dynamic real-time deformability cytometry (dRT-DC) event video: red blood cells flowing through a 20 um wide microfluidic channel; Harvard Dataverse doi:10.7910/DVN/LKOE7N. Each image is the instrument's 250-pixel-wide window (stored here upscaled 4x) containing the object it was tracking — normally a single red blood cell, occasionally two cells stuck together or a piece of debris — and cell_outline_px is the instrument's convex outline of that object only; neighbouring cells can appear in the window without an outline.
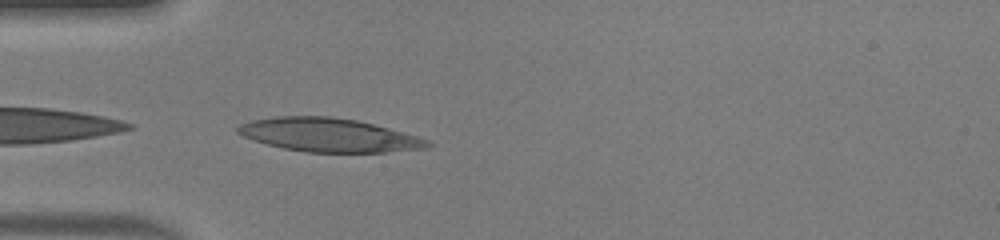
{"species": "human", "species_latin": "Homo sapiens", "temperature_condition": "warm", "stored_images_in_passage": 35, "camera_frame_rate_fps": 3000, "um_per_image_px": 0.085, "donor": {"sex": "male"}, "frame": {"image": 1, "passage_image": 1, "time_ms": 0.0, "image_size_px": [1000, 240], "cell_outline_px": [[432, 144], [428, 148], [384, 152], [308, 152], [284, 148], [268, 144], [244, 136], [236, 132], [236, 128], [240, 124], [252, 120], [276, 116], [332, 116], [356, 120], [388, 128], [416, 136], [428, 140]], "centroid_in_image_um": [27.94, 11.47], "position_along_channel_um": 57.1, "area_um2": 36.76}}
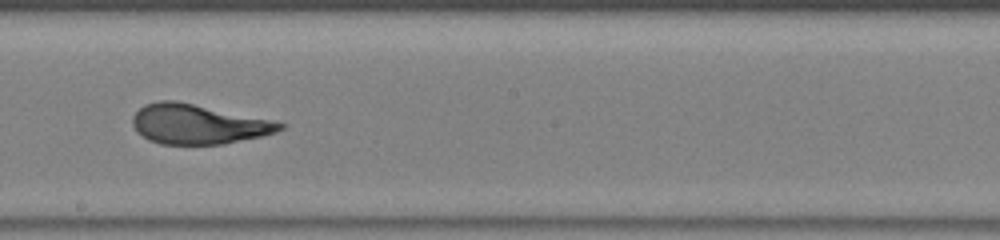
{"frame": {"image": 2, "passage_image": 14, "time_ms": 4.333, "image_size_px": [1000, 240], "cell_outline_px": [[288, 124], [284, 128], [276, 132], [260, 136], [224, 144], [160, 144], [148, 140], [136, 132], [132, 124], [132, 116], [144, 104], [160, 100], [176, 100], [272, 120]], "centroid_in_image_um": [16.81, 10.55], "position_along_channel_um": 231.4, "area_um2": 34.16}}
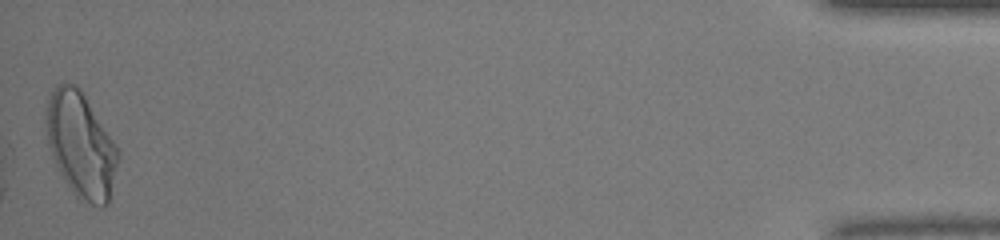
{"frame": {"image": 3, "passage_image": 35, "time_ms": 11.333, "image_size_px": [1000, 240], "cell_outline_px": [[120, 156], [108, 204], [100, 208], [80, 200], [72, 192], [64, 180], [56, 164], [48, 144], [44, 120], [44, 112], [48, 92], [56, 84], [76, 84], [80, 88], [116, 144], [120, 152]], "centroid_in_image_um": [6.85, 12.3], "position_along_channel_um": 428.3, "area_um2": 44.62}, "authors_computed_cell_mechanics": {"area_um2": 34.8534, "velocity_mm_per_s": 4.1561, "shape_relaxation_time_tau1_ms": 5.4698, "shape_relaxation_time_tau2_ms": 1.0119, "deformation_change_tau1": 0.2731, "deformation_change_tau2": 0.0761}}